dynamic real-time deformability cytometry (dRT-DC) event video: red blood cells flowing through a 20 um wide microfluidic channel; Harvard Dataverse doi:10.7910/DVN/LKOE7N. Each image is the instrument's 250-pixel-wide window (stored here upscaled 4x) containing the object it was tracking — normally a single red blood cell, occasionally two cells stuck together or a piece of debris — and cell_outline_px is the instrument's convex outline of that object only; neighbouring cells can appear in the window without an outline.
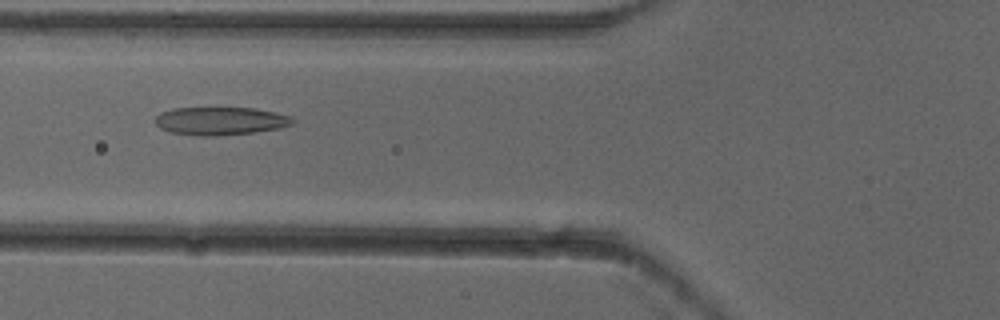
{"species": "common noctule bat (a hibernating species)", "species_latin": "Nyctalus noctula", "temperature_condition": "cold", "stored_images_in_passage": 4, "camera_frame_rate_fps": 3000, "um_per_image_px": 0.085, "animal": {"sex": "female"}, "frame": {"image": 1, "passage_image": 2, "time_ms": 0.333, "image_size_px": [1000, 320], "cell_outline_px": [[296, 120], [292, 124], [280, 128], [252, 132], [216, 136], [200, 136], [172, 132], [160, 128], [156, 124], [156, 116], [160, 112], [172, 108], [256, 108], [276, 112], [292, 116]], "centroid_in_image_um": [18.76, 10.27], "position_along_channel_um": 107.0, "area_um2": 22.48}}
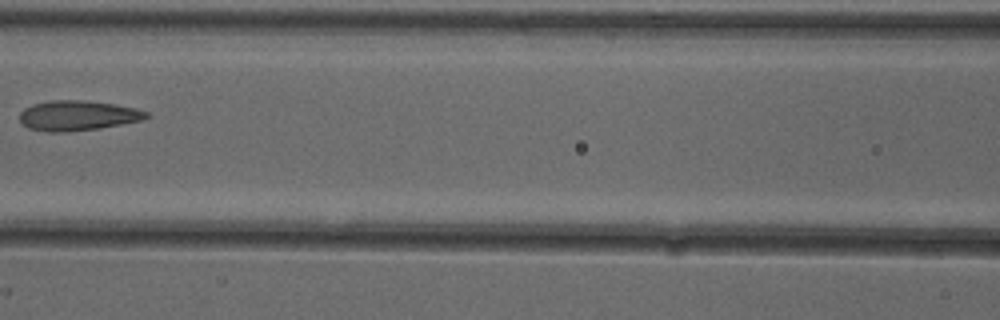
{"frame": {"image": 2, "passage_image": 3, "time_ms": 0.667, "image_size_px": [1000, 320], "cell_outline_px": [[152, 116], [140, 120], [100, 128], [64, 132], [48, 132], [28, 128], [20, 120], [20, 112], [24, 108], [32, 104], [52, 100], [80, 100], [112, 104], [136, 108], [148, 112]], "centroid_in_image_um": [6.59, 9.82], "position_along_channel_um": 160.0, "area_um2": 22.02}}
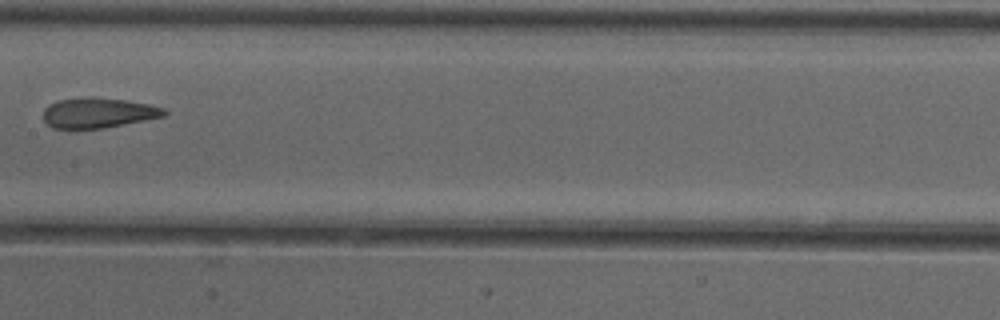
{"frame": {"image": 3, "passage_image": 4, "time_ms": 1.0, "image_size_px": [1000, 320], "cell_outline_px": [[168, 112], [164, 116], [104, 128], [52, 128], [44, 120], [44, 108], [48, 104], [60, 100], [88, 96], [92, 96], [128, 100], [148, 104], [164, 108]], "centroid_in_image_um": [8.34, 9.57], "position_along_channel_um": 199.1, "area_um2": 21.27}}